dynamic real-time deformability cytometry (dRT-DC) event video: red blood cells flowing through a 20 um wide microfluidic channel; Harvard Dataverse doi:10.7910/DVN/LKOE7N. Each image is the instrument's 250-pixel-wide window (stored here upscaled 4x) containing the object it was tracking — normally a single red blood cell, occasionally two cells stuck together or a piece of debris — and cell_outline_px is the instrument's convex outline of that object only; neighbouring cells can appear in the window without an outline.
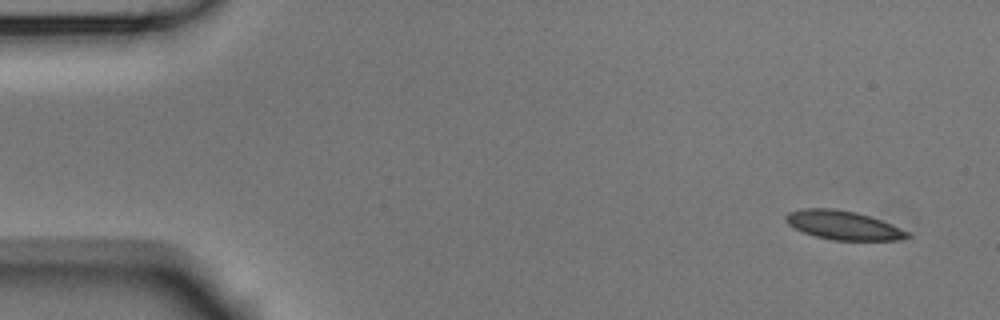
{"species": "Egyptian fruit bat (a non-hibernating species)", "species_latin": "Rousettus aegyptiacus", "temperature_condition": "room temperature", "stored_images_in_passage": 5, "camera_frame_rate_fps": 3000, "um_per_image_px": 0.085, "animal": {"sex": "male"}, "frame": {"image": 1, "passage_image": 1, "time_ms": 0.0, "image_size_px": [1000, 320], "cell_outline_px": [[912, 236], [900, 240], [832, 240], [816, 236], [804, 232], [788, 224], [784, 220], [784, 216], [788, 212], [804, 208], [832, 208], [856, 212], [892, 224], [908, 232]], "centroid_in_image_um": [71.66, 19.14], "position_along_channel_um": 13.3, "area_um2": 20.35}}
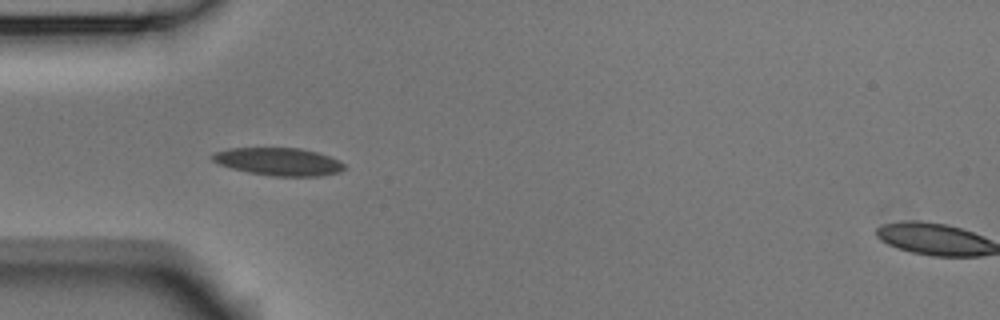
{"frame": {"image": 2, "passage_image": 4, "time_ms": 1.0, "image_size_px": [1000, 320], "cell_outline_px": [[344, 168], [340, 172], [324, 176], [272, 176], [248, 172], [232, 168], [220, 164], [212, 160], [208, 156], [212, 152], [228, 148], [300, 148], [316, 152], [328, 156], [344, 164]], "centroid_in_image_um": [23.63, 13.74], "position_along_channel_um": 61.4, "area_um2": 21.33}}
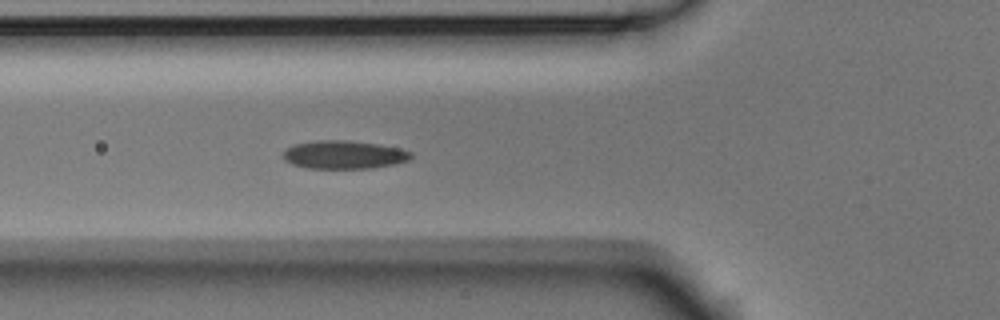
{"frame": {"image": 3, "passage_image": 5, "time_ms": 1.333, "image_size_px": [1000, 320], "cell_outline_px": [[412, 156], [408, 160], [396, 164], [372, 168], [308, 168], [292, 164], [284, 160], [280, 156], [292, 144], [316, 140], [348, 140], [376, 144], [400, 148], [412, 152]], "centroid_in_image_um": [29.21, 13.15], "position_along_channel_um": 96.6, "area_um2": 21.15}}